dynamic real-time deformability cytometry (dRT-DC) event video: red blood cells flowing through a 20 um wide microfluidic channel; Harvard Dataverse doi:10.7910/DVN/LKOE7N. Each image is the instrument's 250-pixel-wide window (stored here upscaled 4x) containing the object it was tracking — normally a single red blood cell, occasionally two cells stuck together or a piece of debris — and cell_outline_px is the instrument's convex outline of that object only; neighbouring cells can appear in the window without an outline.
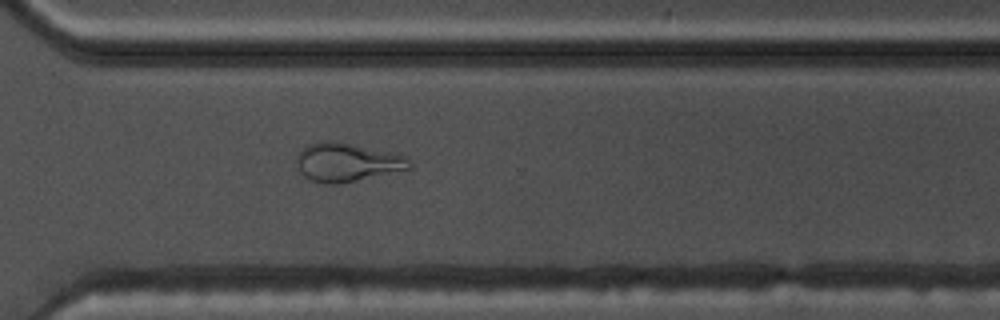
{"species": "common noctule bat (a hibernating species)", "species_latin": "Nyctalus noctula", "temperature_condition": "warm", "stored_images_in_passage": 55, "camera_frame_rate_fps": 3000, "um_per_image_px": 0.085, "animal": {"sex": "male", "body_mass_g": 17.5, "forearm_length_mm": 52.3}, "frame": {"image": 1, "passage_image": 40, "time_ms": 13.0, "image_size_px": [1000, 320], "cell_outline_px": [[412, 168], [340, 184], [324, 184], [312, 180], [304, 176], [300, 172], [296, 164], [296, 156], [308, 144], [320, 140], [332, 140], [392, 152], [408, 156], [412, 164]], "centroid_in_image_um": [29.5, 13.79], "position_along_channel_um": 341.1, "area_um2": 25.61}}
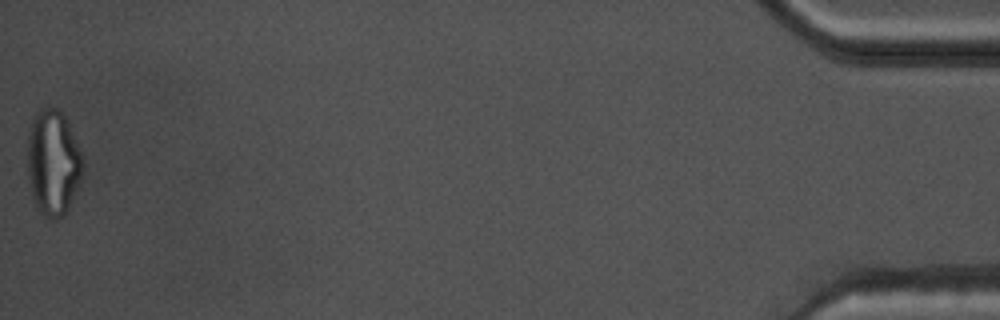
{"frame": {"image": 2, "passage_image": 55, "time_ms": 18.0, "image_size_px": [1000, 320], "cell_outline_px": [[84, 164], [68, 212], [64, 216], [56, 220], [52, 220], [44, 216], [36, 208], [32, 196], [28, 176], [28, 136], [32, 120], [36, 112], [40, 108], [56, 108], [68, 120], [84, 156]], "centroid_in_image_um": [4.52, 13.84], "position_along_channel_um": 430.7, "area_um2": 34.39}, "authors_computed_cell_mechanics": {"area_um2": 24.9696, "velocity_mm_per_s": 3.7384, "shape_relaxation_time_tau1_ms": null, "shape_relaxation_time_tau2_ms": 2.2351, "deformation_change_tau1": null, "deformation_change_tau2": 0.1123}}